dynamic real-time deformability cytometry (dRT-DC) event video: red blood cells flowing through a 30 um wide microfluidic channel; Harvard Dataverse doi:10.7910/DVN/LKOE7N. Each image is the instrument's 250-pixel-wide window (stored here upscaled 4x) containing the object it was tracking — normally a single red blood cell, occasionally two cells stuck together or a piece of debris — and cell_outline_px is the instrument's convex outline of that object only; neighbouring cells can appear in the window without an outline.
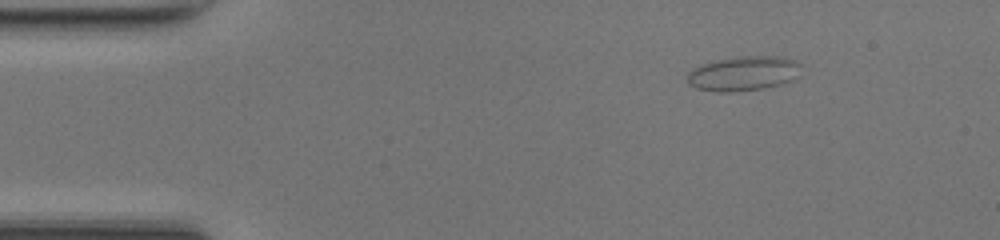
{"species": "common noctule bat (a hibernating species)", "species_latin": "Nyctalus noctula", "temperature_condition": "room temperature", "stored_images_in_passage": 44, "segment_of_instrument_passage": [1, 2], "camera_frame_rate_fps": 3000, "um_per_image_px": 0.085, "animal": {"sex": "female", "body_mass_g": 17.0, "forearm_length_mm": 48.0}, "frame": {"image": 1, "passage_image": 2, "time_ms": 0.333, "image_size_px": [1000, 240], "cell_outline_px": [[804, 64], [800, 76], [792, 80], [780, 84], [764, 88], [732, 92], [716, 92], [696, 88], [688, 84], [688, 72], [692, 68], [700, 64], [716, 60], [736, 56], [784, 56], [796, 60]], "centroid_in_image_um": [63.25, 6.23], "position_along_channel_um": 21.7, "area_um2": 23.58}}
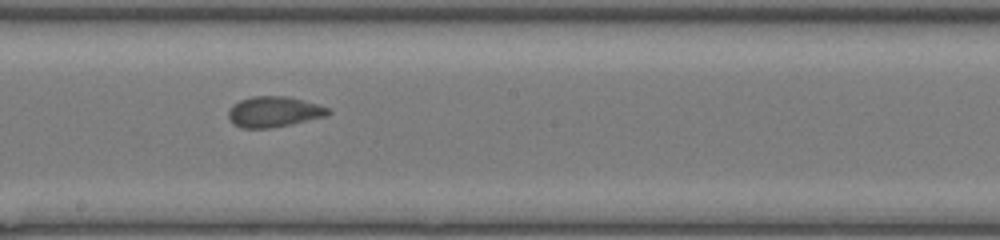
{"frame": {"image": 2, "passage_image": 22, "time_ms": 7.0, "image_size_px": [1000, 240], "cell_outline_px": [[332, 112], [324, 116], [288, 124], [268, 128], [240, 128], [232, 124], [228, 116], [228, 112], [232, 104], [240, 100], [252, 96], [288, 96], [304, 100], [328, 108]], "centroid_in_image_um": [23.22, 9.49], "position_along_channel_um": 225.0, "area_um2": 17.63}}
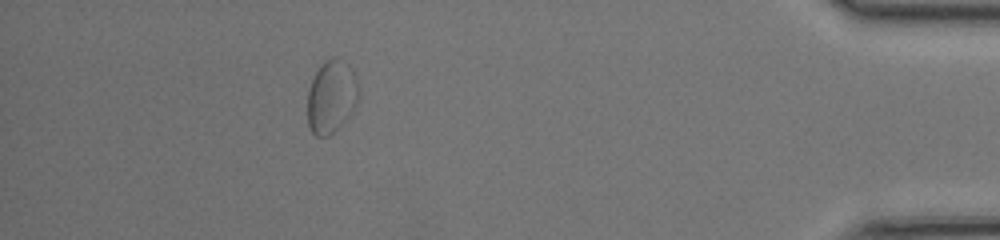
{"frame": {"image": 3, "passage_image": 39, "time_ms": 12.667, "image_size_px": [1000, 240], "cell_outline_px": [[360, 96], [356, 104], [348, 116], [328, 136], [316, 136], [312, 132], [308, 124], [308, 88], [320, 64], [324, 60], [332, 56], [336, 56], [344, 60], [352, 68], [360, 92]], "centroid_in_image_um": [28.17, 8.15], "position_along_channel_um": 407.0, "area_um2": 21.79}}